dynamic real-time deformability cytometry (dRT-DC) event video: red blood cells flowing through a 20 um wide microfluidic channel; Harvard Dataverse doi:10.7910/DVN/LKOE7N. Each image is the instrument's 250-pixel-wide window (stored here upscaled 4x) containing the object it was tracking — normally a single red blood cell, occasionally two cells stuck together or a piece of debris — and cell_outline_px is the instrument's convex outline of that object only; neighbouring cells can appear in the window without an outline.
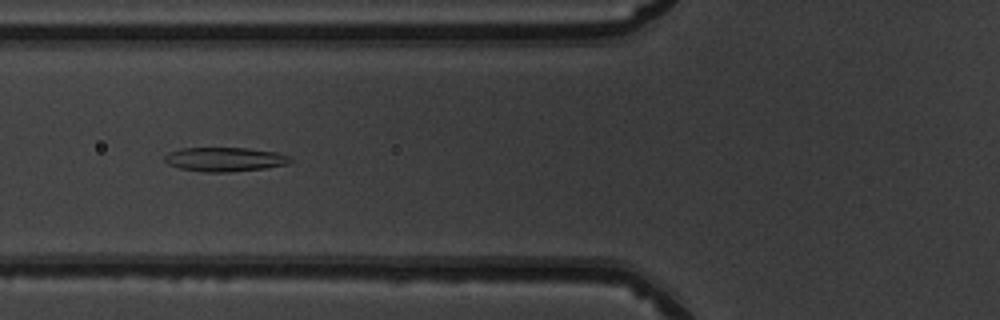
{"species": "common noctule bat (a hibernating species)", "species_latin": "Nyctalus noctula", "temperature_condition": "warm", "stored_images_in_passage": 36, "camera_frame_rate_fps": 3000, "um_per_image_px": 0.085, "animal": {"sex": "male", "body_mass_g": 19.5, "forearm_length_mm": 54.6}, "frame": {"image": 1, "passage_image": 5, "time_ms": 1.333, "image_size_px": [1000, 320], "cell_outline_px": [[292, 160], [288, 164], [264, 168], [228, 172], [204, 172], [180, 168], [168, 164], [164, 160], [164, 156], [168, 152], [180, 148], [248, 148], [276, 152], [288, 156]], "centroid_in_image_um": [19.08, 13.54], "position_along_channel_um": 106.7, "area_um2": 17.63}}
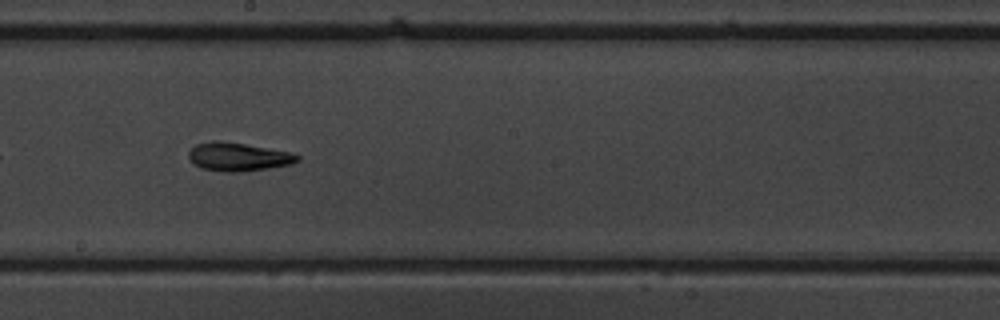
{"frame": {"image": 2, "passage_image": 14, "time_ms": 4.333, "image_size_px": [1000, 320], "cell_outline_px": [[300, 160], [292, 164], [268, 168], [232, 172], [228, 172], [200, 168], [188, 156], [188, 152], [196, 144], [212, 140], [220, 140], [292, 152], [300, 156]], "centroid_in_image_um": [20.27, 13.31], "position_along_channel_um": 227.9, "area_um2": 17.86}}
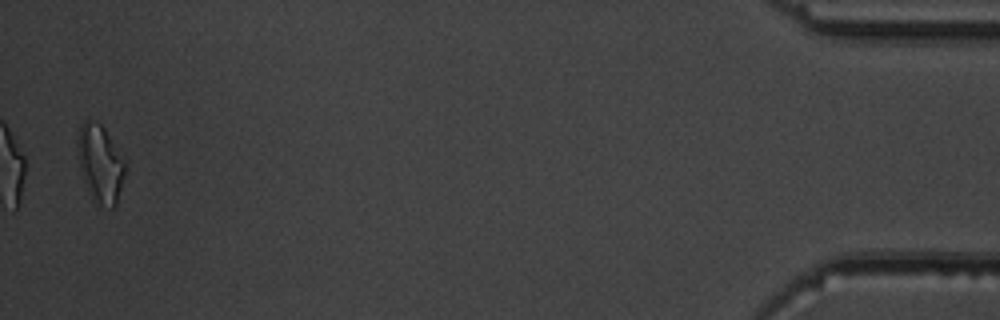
{"frame": {"image": 3, "passage_image": 35, "time_ms": 11.333, "image_size_px": [1000, 320], "cell_outline_px": [[128, 160], [124, 176], [116, 204], [112, 208], [100, 204], [92, 200], [84, 180], [80, 168], [76, 148], [76, 140], [80, 124], [88, 116], [96, 120], [104, 128]], "centroid_in_image_um": [8.52, 13.82], "position_along_channel_um": 426.7, "area_um2": 22.2}, "authors_computed_cell_mechanics": {"area_um2": 17.5423, "velocity_mm_per_s": 4.0462, "shape_relaxation_time_tau1_ms": 9.3848, "shape_relaxation_time_tau2_ms": 6.1029, "deformation_change_tau1": 0.2064, "deformation_change_tau2": 0.1659}}